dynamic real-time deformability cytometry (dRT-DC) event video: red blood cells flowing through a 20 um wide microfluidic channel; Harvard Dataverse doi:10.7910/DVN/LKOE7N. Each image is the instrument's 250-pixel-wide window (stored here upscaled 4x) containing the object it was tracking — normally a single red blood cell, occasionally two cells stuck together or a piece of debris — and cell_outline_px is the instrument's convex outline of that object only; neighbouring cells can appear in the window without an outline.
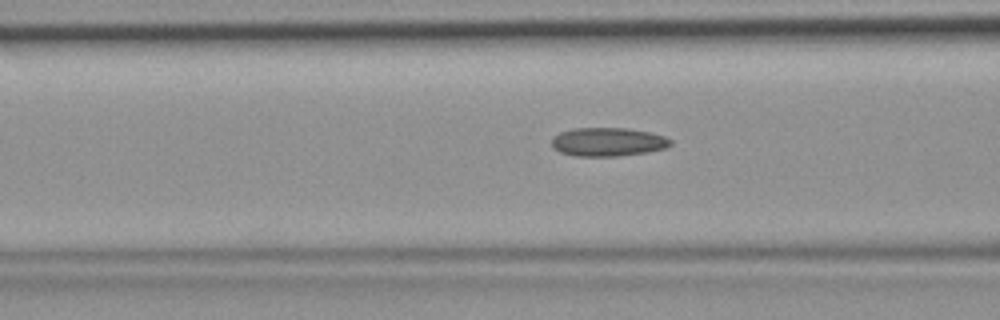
{"species": "common noctule bat (a hibernating species)", "species_latin": "Nyctalus noctula", "temperature_condition": "room temperature", "stored_images_in_passage": 48, "camera_frame_rate_fps": 3000, "um_per_image_px": 0.085, "animal": {"sex": "female", "body_mass_g": 19.9}, "frame": {"image": 1, "passage_image": 19, "time_ms": 6.0, "image_size_px": [1000, 320], "cell_outline_px": [[672, 144], [664, 148], [648, 152], [616, 156], [576, 156], [560, 152], [552, 148], [552, 136], [560, 132], [572, 128], [628, 128], [652, 132], [664, 136], [672, 140]], "centroid_in_image_um": [51.66, 12.05], "position_along_channel_um": 114.9, "area_um2": 20.0}}
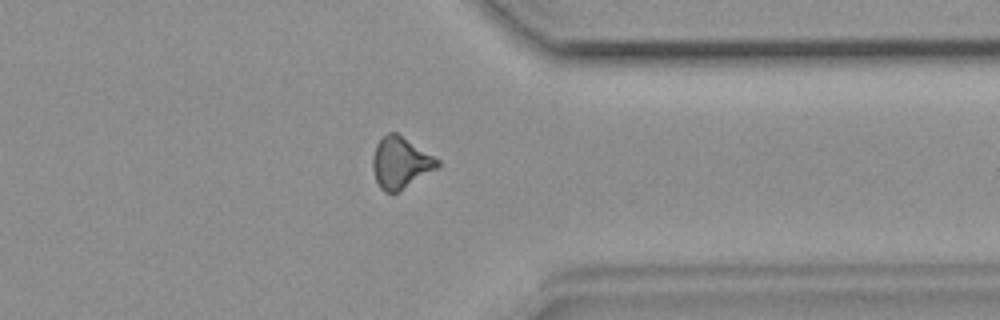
{"frame": {"image": 2, "passage_image": 38, "time_ms": 12.333, "image_size_px": [1000, 320], "cell_outline_px": [[440, 164], [436, 168], [396, 192], [384, 192], [380, 188], [376, 180], [372, 168], [372, 156], [376, 144], [380, 136], [388, 132], [396, 132], [440, 160]], "centroid_in_image_um": [33.99, 13.79], "position_along_channel_um": 377.4, "area_um2": 19.13}}
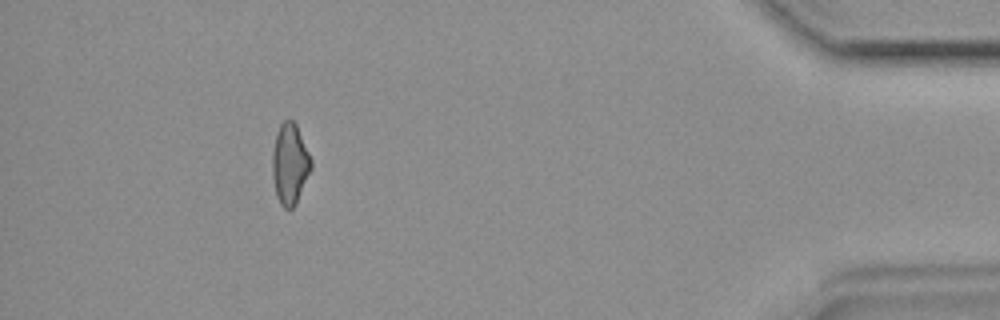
{"frame": {"image": 3, "passage_image": 44, "time_ms": 14.333, "image_size_px": [1000, 320], "cell_outline_px": [[312, 168], [296, 204], [292, 208], [284, 208], [280, 204], [276, 196], [272, 176], [272, 152], [276, 132], [280, 124], [284, 120], [292, 120], [296, 124], [312, 160]], "centroid_in_image_um": [24.63, 13.94], "position_along_channel_um": 410.6, "area_um2": 18.38}}